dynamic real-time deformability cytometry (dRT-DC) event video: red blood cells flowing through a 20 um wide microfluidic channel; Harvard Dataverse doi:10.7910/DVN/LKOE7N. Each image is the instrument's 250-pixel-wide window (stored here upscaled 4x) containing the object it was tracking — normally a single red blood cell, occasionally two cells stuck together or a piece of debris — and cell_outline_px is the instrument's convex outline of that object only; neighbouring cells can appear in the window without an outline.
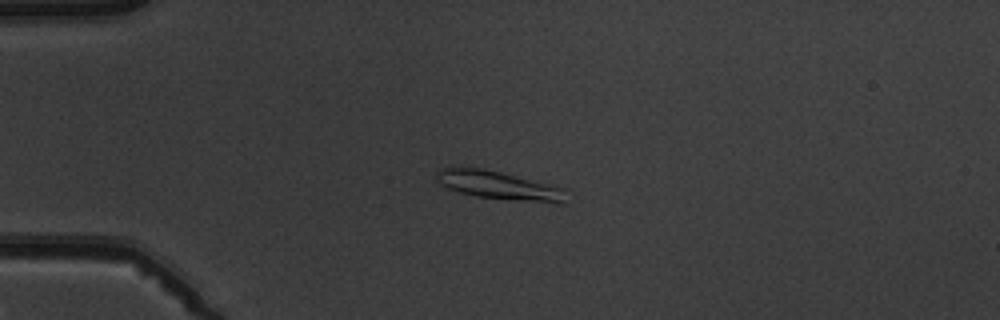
{"species": "common noctule bat (a hibernating species)", "species_latin": "Nyctalus noctula", "temperature_condition": "warm", "stored_images_in_passage": 6, "camera_frame_rate_fps": 3000, "um_per_image_px": 0.085, "animal": {"sex": "male", "body_mass_g": 19.5, "forearm_length_mm": 54.6}, "frame": {"image": 1, "passage_image": 4, "time_ms": 3.333, "image_size_px": [1000, 320], "cell_outline_px": [[568, 188], [564, 204], [556, 204], [476, 196], [460, 192], [448, 188], [440, 184], [436, 180], [436, 172], [440, 168], [484, 168]], "centroid_in_image_um": [42.5, 15.77], "position_along_channel_um": 42.5, "area_um2": 21.62}}
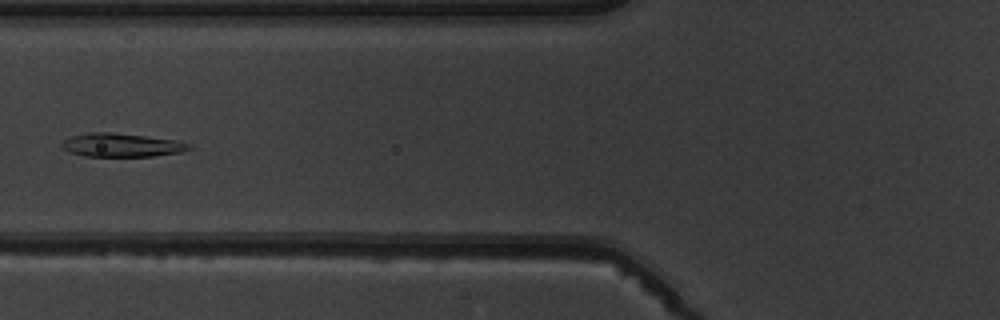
{"frame": {"image": 2, "passage_image": 6, "time_ms": 6.0, "image_size_px": [1000, 320], "cell_outline_px": [[192, 148], [180, 152], [152, 156], [84, 156], [68, 152], [60, 148], [60, 144], [64, 140], [72, 136], [88, 132], [112, 132], [176, 140], [192, 144]], "centroid_in_image_um": [10.29, 12.33], "position_along_channel_um": 115.5, "area_um2": 17.51}}